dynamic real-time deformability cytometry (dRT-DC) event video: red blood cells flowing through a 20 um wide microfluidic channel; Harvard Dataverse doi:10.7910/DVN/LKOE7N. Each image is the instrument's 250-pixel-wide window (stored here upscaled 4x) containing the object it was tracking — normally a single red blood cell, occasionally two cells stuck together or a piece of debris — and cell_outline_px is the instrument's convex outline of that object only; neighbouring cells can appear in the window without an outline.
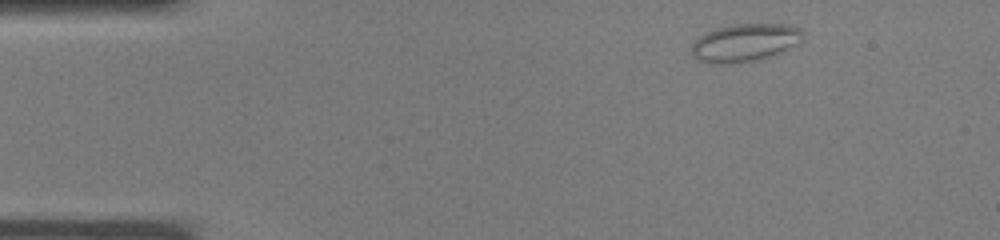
{"species": "common noctule bat (a hibernating species)", "species_latin": "Nyctalus noctula", "temperature_condition": "warm", "stored_images_in_passage": 33, "camera_frame_rate_fps": 3000, "um_per_image_px": 0.085, "animal": {"sex": "male", "body_mass_g": 19.0, "forearm_length_mm": 50.8}, "frame": {"image": 1, "passage_image": 1, "time_ms": 0.0, "image_size_px": [1000, 240], "cell_outline_px": [[804, 36], [800, 44], [768, 56], [752, 60], [732, 64], [712, 64], [696, 60], [692, 56], [692, 44], [700, 36], [716, 28], [732, 24], [788, 24], [800, 28], [804, 32]], "centroid_in_image_um": [63.32, 3.62], "position_along_channel_um": 21.7, "area_um2": 24.62}}
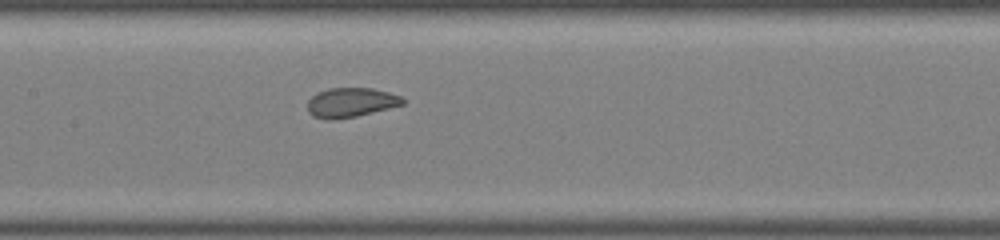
{"frame": {"image": 2, "passage_image": 14, "time_ms": 4.333, "image_size_px": [1000, 240], "cell_outline_px": [[404, 104], [356, 116], [332, 120], [328, 120], [312, 116], [308, 112], [308, 100], [316, 92], [328, 88], [372, 88], [388, 92], [400, 96], [404, 100]], "centroid_in_image_um": [29.78, 8.71], "position_along_channel_um": 177.6, "area_um2": 16.3}}
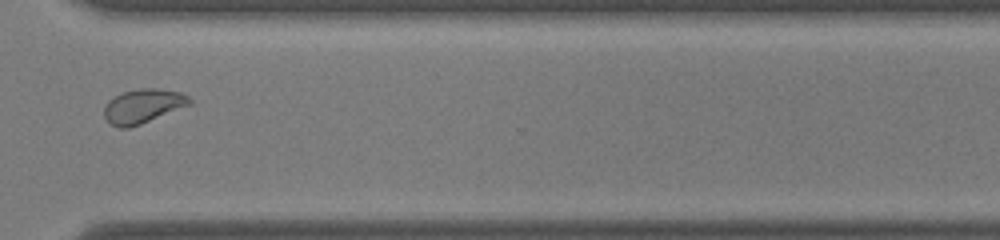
{"frame": {"image": 3, "passage_image": 24, "time_ms": 7.667, "image_size_px": [1000, 240], "cell_outline_px": [[192, 104], [140, 124], [128, 128], [120, 128], [112, 124], [104, 116], [104, 104], [108, 100], [124, 92], [140, 88], [160, 88], [180, 92], [188, 96], [192, 100]], "centroid_in_image_um": [12.17, 9.0], "position_along_channel_um": 358.4, "area_um2": 16.94}}